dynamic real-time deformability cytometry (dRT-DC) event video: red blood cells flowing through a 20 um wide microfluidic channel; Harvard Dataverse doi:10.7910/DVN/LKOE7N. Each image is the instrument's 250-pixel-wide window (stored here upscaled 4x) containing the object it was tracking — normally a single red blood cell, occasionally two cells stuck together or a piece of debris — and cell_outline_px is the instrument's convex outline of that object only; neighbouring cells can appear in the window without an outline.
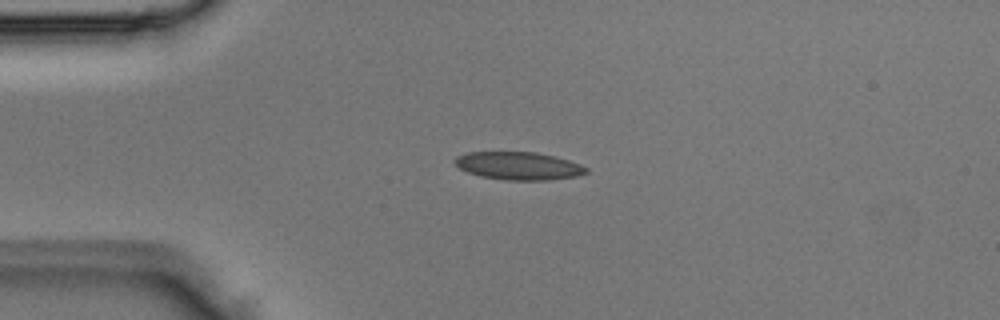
{"species": "Egyptian fruit bat (a non-hibernating species)", "species_latin": "Rousettus aegyptiacus", "temperature_condition": "room temperature", "stored_images_in_passage": 2, "camera_frame_rate_fps": 3000, "um_per_image_px": 0.085, "animal": {"sex": "male"}, "frame": {"image": 1, "passage_image": 1, "time_ms": 0.0, "image_size_px": [1000, 320], "cell_outline_px": [[588, 172], [576, 176], [548, 180], [508, 180], [480, 176], [468, 172], [460, 168], [452, 160], [456, 156], [468, 152], [536, 152], [556, 156], [580, 164], [588, 168]], "centroid_in_image_um": [44.08, 14.09], "position_along_channel_um": 40.9, "area_um2": 21.33}}